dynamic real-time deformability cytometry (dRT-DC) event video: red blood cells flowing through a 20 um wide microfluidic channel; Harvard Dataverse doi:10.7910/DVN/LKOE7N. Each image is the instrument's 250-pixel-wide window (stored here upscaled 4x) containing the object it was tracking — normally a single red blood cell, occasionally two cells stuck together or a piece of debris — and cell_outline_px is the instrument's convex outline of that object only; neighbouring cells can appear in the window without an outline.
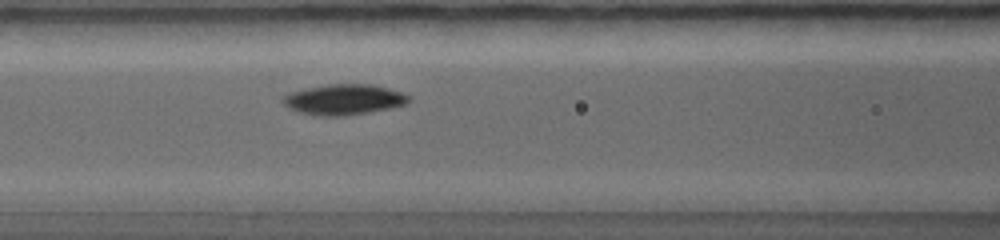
{"species": "common noctule bat (a hibernating species)", "species_latin": "Nyctalus noctula", "temperature_condition": "warm", "stored_images_in_passage": 7, "camera_frame_rate_fps": 5000, "um_per_image_px": 0.085, "animal": {"sex": "female", "body_mass_g": 19.0, "forearm_length_mm": 56.7}, "frame": {"image": 1, "passage_image": 5, "time_ms": 1.8, "image_size_px": [1000, 240], "cell_outline_px": [[408, 104], [368, 112], [344, 116], [320, 116], [296, 112], [288, 108], [280, 100], [284, 96], [292, 92], [308, 88], [328, 84], [372, 84], [388, 88], [400, 92], [408, 96]], "centroid_in_image_um": [29.19, 8.47], "position_along_channel_um": 137.4, "area_um2": 22.25}}
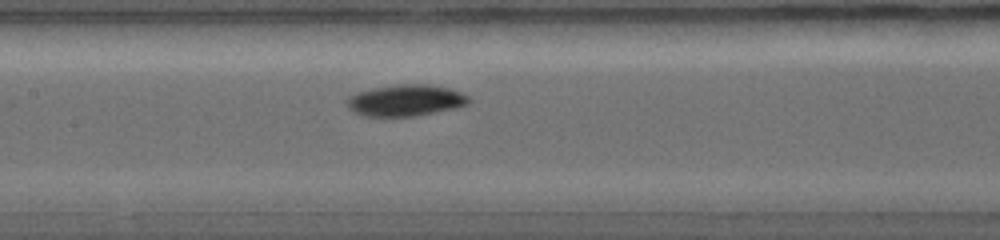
{"frame": {"image": 2, "passage_image": 6, "time_ms": 2.4, "image_size_px": [1000, 240], "cell_outline_px": [[472, 100], [468, 104], [456, 108], [416, 116], [364, 116], [348, 108], [348, 96], [372, 88], [400, 84], [428, 84], [448, 88], [460, 92], [468, 96]], "centroid_in_image_um": [34.52, 8.53], "position_along_channel_um": 172.9, "area_um2": 22.2}}